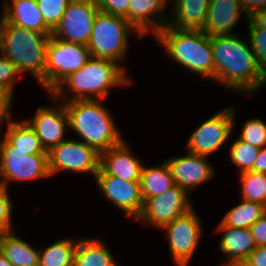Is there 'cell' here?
Here are the masks:
<instances>
[{"instance_id": "cell-1", "label": "cell", "mask_w": 266, "mask_h": 266, "mask_svg": "<svg viewBox=\"0 0 266 266\" xmlns=\"http://www.w3.org/2000/svg\"><path fill=\"white\" fill-rule=\"evenodd\" d=\"M215 79L225 87L241 93L256 92L265 85L266 78L258 64L254 50L236 34L210 36Z\"/></svg>"}, {"instance_id": "cell-3", "label": "cell", "mask_w": 266, "mask_h": 266, "mask_svg": "<svg viewBox=\"0 0 266 266\" xmlns=\"http://www.w3.org/2000/svg\"><path fill=\"white\" fill-rule=\"evenodd\" d=\"M130 82L123 67L115 61L91 56L83 67L63 79L50 95L54 99L60 98L64 94L63 86L67 84L70 92H75L69 101L92 100L97 97L103 99L109 93L110 87L127 85Z\"/></svg>"}, {"instance_id": "cell-8", "label": "cell", "mask_w": 266, "mask_h": 266, "mask_svg": "<svg viewBox=\"0 0 266 266\" xmlns=\"http://www.w3.org/2000/svg\"><path fill=\"white\" fill-rule=\"evenodd\" d=\"M98 11L96 0H71L61 20L52 30L51 37L88 45Z\"/></svg>"}, {"instance_id": "cell-17", "label": "cell", "mask_w": 266, "mask_h": 266, "mask_svg": "<svg viewBox=\"0 0 266 266\" xmlns=\"http://www.w3.org/2000/svg\"><path fill=\"white\" fill-rule=\"evenodd\" d=\"M123 140L120 144L100 153V168L108 175L125 181H140L143 165L131 155Z\"/></svg>"}, {"instance_id": "cell-28", "label": "cell", "mask_w": 266, "mask_h": 266, "mask_svg": "<svg viewBox=\"0 0 266 266\" xmlns=\"http://www.w3.org/2000/svg\"><path fill=\"white\" fill-rule=\"evenodd\" d=\"M77 243L78 239H62L48 246L43 252L39 250L38 266H73Z\"/></svg>"}, {"instance_id": "cell-7", "label": "cell", "mask_w": 266, "mask_h": 266, "mask_svg": "<svg viewBox=\"0 0 266 266\" xmlns=\"http://www.w3.org/2000/svg\"><path fill=\"white\" fill-rule=\"evenodd\" d=\"M91 57L87 45L50 37L45 66V90L53 91L68 75L78 71Z\"/></svg>"}, {"instance_id": "cell-26", "label": "cell", "mask_w": 266, "mask_h": 266, "mask_svg": "<svg viewBox=\"0 0 266 266\" xmlns=\"http://www.w3.org/2000/svg\"><path fill=\"white\" fill-rule=\"evenodd\" d=\"M99 240L78 239L73 266H117L109 249Z\"/></svg>"}, {"instance_id": "cell-38", "label": "cell", "mask_w": 266, "mask_h": 266, "mask_svg": "<svg viewBox=\"0 0 266 266\" xmlns=\"http://www.w3.org/2000/svg\"><path fill=\"white\" fill-rule=\"evenodd\" d=\"M245 262L250 266H266V246L256 247Z\"/></svg>"}, {"instance_id": "cell-34", "label": "cell", "mask_w": 266, "mask_h": 266, "mask_svg": "<svg viewBox=\"0 0 266 266\" xmlns=\"http://www.w3.org/2000/svg\"><path fill=\"white\" fill-rule=\"evenodd\" d=\"M20 74L16 65L10 58L3 54L0 57V91L7 92L13 97L14 83L17 75Z\"/></svg>"}, {"instance_id": "cell-23", "label": "cell", "mask_w": 266, "mask_h": 266, "mask_svg": "<svg viewBox=\"0 0 266 266\" xmlns=\"http://www.w3.org/2000/svg\"><path fill=\"white\" fill-rule=\"evenodd\" d=\"M210 0H175L173 21L167 25L178 29L202 30Z\"/></svg>"}, {"instance_id": "cell-27", "label": "cell", "mask_w": 266, "mask_h": 266, "mask_svg": "<svg viewBox=\"0 0 266 266\" xmlns=\"http://www.w3.org/2000/svg\"><path fill=\"white\" fill-rule=\"evenodd\" d=\"M264 214V205L242 199L240 204L227 212L221 223L234 228L249 229Z\"/></svg>"}, {"instance_id": "cell-25", "label": "cell", "mask_w": 266, "mask_h": 266, "mask_svg": "<svg viewBox=\"0 0 266 266\" xmlns=\"http://www.w3.org/2000/svg\"><path fill=\"white\" fill-rule=\"evenodd\" d=\"M175 185L167 162L154 168H145L143 166L140 177V187L144 202L149 198L163 194Z\"/></svg>"}, {"instance_id": "cell-11", "label": "cell", "mask_w": 266, "mask_h": 266, "mask_svg": "<svg viewBox=\"0 0 266 266\" xmlns=\"http://www.w3.org/2000/svg\"><path fill=\"white\" fill-rule=\"evenodd\" d=\"M233 109H225L205 120L190 136L187 152L208 156L222 147L234 127Z\"/></svg>"}, {"instance_id": "cell-43", "label": "cell", "mask_w": 266, "mask_h": 266, "mask_svg": "<svg viewBox=\"0 0 266 266\" xmlns=\"http://www.w3.org/2000/svg\"><path fill=\"white\" fill-rule=\"evenodd\" d=\"M0 266H13L1 252H0Z\"/></svg>"}, {"instance_id": "cell-21", "label": "cell", "mask_w": 266, "mask_h": 266, "mask_svg": "<svg viewBox=\"0 0 266 266\" xmlns=\"http://www.w3.org/2000/svg\"><path fill=\"white\" fill-rule=\"evenodd\" d=\"M5 2L3 17L10 23L43 34L52 30L45 24L36 0H10ZM9 4V5H8Z\"/></svg>"}, {"instance_id": "cell-37", "label": "cell", "mask_w": 266, "mask_h": 266, "mask_svg": "<svg viewBox=\"0 0 266 266\" xmlns=\"http://www.w3.org/2000/svg\"><path fill=\"white\" fill-rule=\"evenodd\" d=\"M249 229L252 236L255 238L257 247L266 246V213L260 217Z\"/></svg>"}, {"instance_id": "cell-42", "label": "cell", "mask_w": 266, "mask_h": 266, "mask_svg": "<svg viewBox=\"0 0 266 266\" xmlns=\"http://www.w3.org/2000/svg\"><path fill=\"white\" fill-rule=\"evenodd\" d=\"M257 27L266 28V8L257 11L249 18Z\"/></svg>"}, {"instance_id": "cell-10", "label": "cell", "mask_w": 266, "mask_h": 266, "mask_svg": "<svg viewBox=\"0 0 266 266\" xmlns=\"http://www.w3.org/2000/svg\"><path fill=\"white\" fill-rule=\"evenodd\" d=\"M201 228L200 219L192 209L161 228L167 233L169 249L177 266L188 265L201 238Z\"/></svg>"}, {"instance_id": "cell-33", "label": "cell", "mask_w": 266, "mask_h": 266, "mask_svg": "<svg viewBox=\"0 0 266 266\" xmlns=\"http://www.w3.org/2000/svg\"><path fill=\"white\" fill-rule=\"evenodd\" d=\"M238 138L254 147L262 148L266 146V125L259 118L248 120Z\"/></svg>"}, {"instance_id": "cell-19", "label": "cell", "mask_w": 266, "mask_h": 266, "mask_svg": "<svg viewBox=\"0 0 266 266\" xmlns=\"http://www.w3.org/2000/svg\"><path fill=\"white\" fill-rule=\"evenodd\" d=\"M243 12L239 0H210L202 31L208 36L231 34Z\"/></svg>"}, {"instance_id": "cell-9", "label": "cell", "mask_w": 266, "mask_h": 266, "mask_svg": "<svg viewBox=\"0 0 266 266\" xmlns=\"http://www.w3.org/2000/svg\"><path fill=\"white\" fill-rule=\"evenodd\" d=\"M100 169V153L83 141L64 140L48 151V170L52 175L60 170L92 173Z\"/></svg>"}, {"instance_id": "cell-41", "label": "cell", "mask_w": 266, "mask_h": 266, "mask_svg": "<svg viewBox=\"0 0 266 266\" xmlns=\"http://www.w3.org/2000/svg\"><path fill=\"white\" fill-rule=\"evenodd\" d=\"M251 171L266 173V146L260 148Z\"/></svg>"}, {"instance_id": "cell-24", "label": "cell", "mask_w": 266, "mask_h": 266, "mask_svg": "<svg viewBox=\"0 0 266 266\" xmlns=\"http://www.w3.org/2000/svg\"><path fill=\"white\" fill-rule=\"evenodd\" d=\"M0 252L13 266H38L39 251L12 231L2 235Z\"/></svg>"}, {"instance_id": "cell-30", "label": "cell", "mask_w": 266, "mask_h": 266, "mask_svg": "<svg viewBox=\"0 0 266 266\" xmlns=\"http://www.w3.org/2000/svg\"><path fill=\"white\" fill-rule=\"evenodd\" d=\"M259 150L260 148L254 147L250 143L238 138L230 148V158L235 165L240 167V173L251 171Z\"/></svg>"}, {"instance_id": "cell-32", "label": "cell", "mask_w": 266, "mask_h": 266, "mask_svg": "<svg viewBox=\"0 0 266 266\" xmlns=\"http://www.w3.org/2000/svg\"><path fill=\"white\" fill-rule=\"evenodd\" d=\"M45 24L53 30L71 0H36Z\"/></svg>"}, {"instance_id": "cell-20", "label": "cell", "mask_w": 266, "mask_h": 266, "mask_svg": "<svg viewBox=\"0 0 266 266\" xmlns=\"http://www.w3.org/2000/svg\"><path fill=\"white\" fill-rule=\"evenodd\" d=\"M218 230L223 231L219 248L228 256V261L223 266L245 262L249 254L257 247L250 229L234 228L220 222Z\"/></svg>"}, {"instance_id": "cell-18", "label": "cell", "mask_w": 266, "mask_h": 266, "mask_svg": "<svg viewBox=\"0 0 266 266\" xmlns=\"http://www.w3.org/2000/svg\"><path fill=\"white\" fill-rule=\"evenodd\" d=\"M167 0H130L128 7V22L138 32V39L142 38L147 31L154 36L167 25L168 19L160 15L167 5ZM156 14V15H155ZM155 15V16H154ZM151 16H154L151 18ZM158 17L155 19V17ZM151 25V26H150Z\"/></svg>"}, {"instance_id": "cell-12", "label": "cell", "mask_w": 266, "mask_h": 266, "mask_svg": "<svg viewBox=\"0 0 266 266\" xmlns=\"http://www.w3.org/2000/svg\"><path fill=\"white\" fill-rule=\"evenodd\" d=\"M188 194L185 189L175 185L163 194L147 199L138 220L161 229L193 209L188 202Z\"/></svg>"}, {"instance_id": "cell-16", "label": "cell", "mask_w": 266, "mask_h": 266, "mask_svg": "<svg viewBox=\"0 0 266 266\" xmlns=\"http://www.w3.org/2000/svg\"><path fill=\"white\" fill-rule=\"evenodd\" d=\"M206 157L188 152L184 157L167 160L175 184L189 192L195 186L210 180L214 176V169L206 161Z\"/></svg>"}, {"instance_id": "cell-44", "label": "cell", "mask_w": 266, "mask_h": 266, "mask_svg": "<svg viewBox=\"0 0 266 266\" xmlns=\"http://www.w3.org/2000/svg\"><path fill=\"white\" fill-rule=\"evenodd\" d=\"M229 266H250V265L247 264L246 262H236V263H233Z\"/></svg>"}, {"instance_id": "cell-35", "label": "cell", "mask_w": 266, "mask_h": 266, "mask_svg": "<svg viewBox=\"0 0 266 266\" xmlns=\"http://www.w3.org/2000/svg\"><path fill=\"white\" fill-rule=\"evenodd\" d=\"M13 204L9 197L7 187L0 185V233L11 232V212Z\"/></svg>"}, {"instance_id": "cell-15", "label": "cell", "mask_w": 266, "mask_h": 266, "mask_svg": "<svg viewBox=\"0 0 266 266\" xmlns=\"http://www.w3.org/2000/svg\"><path fill=\"white\" fill-rule=\"evenodd\" d=\"M35 131L45 151L64 141L65 126H69L65 105L59 107H39L31 120H25Z\"/></svg>"}, {"instance_id": "cell-31", "label": "cell", "mask_w": 266, "mask_h": 266, "mask_svg": "<svg viewBox=\"0 0 266 266\" xmlns=\"http://www.w3.org/2000/svg\"><path fill=\"white\" fill-rule=\"evenodd\" d=\"M248 23L250 45L266 78V28L257 27L250 19Z\"/></svg>"}, {"instance_id": "cell-2", "label": "cell", "mask_w": 266, "mask_h": 266, "mask_svg": "<svg viewBox=\"0 0 266 266\" xmlns=\"http://www.w3.org/2000/svg\"><path fill=\"white\" fill-rule=\"evenodd\" d=\"M51 34H43L8 22L0 24V53L16 65L20 73L29 72L45 88L47 46Z\"/></svg>"}, {"instance_id": "cell-5", "label": "cell", "mask_w": 266, "mask_h": 266, "mask_svg": "<svg viewBox=\"0 0 266 266\" xmlns=\"http://www.w3.org/2000/svg\"><path fill=\"white\" fill-rule=\"evenodd\" d=\"M155 37L176 62L192 72L215 79L210 36L202 30L178 29L166 25Z\"/></svg>"}, {"instance_id": "cell-4", "label": "cell", "mask_w": 266, "mask_h": 266, "mask_svg": "<svg viewBox=\"0 0 266 266\" xmlns=\"http://www.w3.org/2000/svg\"><path fill=\"white\" fill-rule=\"evenodd\" d=\"M64 105L69 127L84 139L86 145L99 153L123 141L108 110L97 99L67 101Z\"/></svg>"}, {"instance_id": "cell-36", "label": "cell", "mask_w": 266, "mask_h": 266, "mask_svg": "<svg viewBox=\"0 0 266 266\" xmlns=\"http://www.w3.org/2000/svg\"><path fill=\"white\" fill-rule=\"evenodd\" d=\"M99 10L115 16L124 17L128 21L130 0H96Z\"/></svg>"}, {"instance_id": "cell-14", "label": "cell", "mask_w": 266, "mask_h": 266, "mask_svg": "<svg viewBox=\"0 0 266 266\" xmlns=\"http://www.w3.org/2000/svg\"><path fill=\"white\" fill-rule=\"evenodd\" d=\"M95 180L108 200L128 216L138 219L144 206L140 181H125L106 174L101 168L97 172Z\"/></svg>"}, {"instance_id": "cell-22", "label": "cell", "mask_w": 266, "mask_h": 266, "mask_svg": "<svg viewBox=\"0 0 266 266\" xmlns=\"http://www.w3.org/2000/svg\"><path fill=\"white\" fill-rule=\"evenodd\" d=\"M0 150H22L31 154H48L41 145L35 131L26 122L8 121L4 141L0 143Z\"/></svg>"}, {"instance_id": "cell-29", "label": "cell", "mask_w": 266, "mask_h": 266, "mask_svg": "<svg viewBox=\"0 0 266 266\" xmlns=\"http://www.w3.org/2000/svg\"><path fill=\"white\" fill-rule=\"evenodd\" d=\"M240 175L242 199L265 205L266 173L245 171L240 173Z\"/></svg>"}, {"instance_id": "cell-40", "label": "cell", "mask_w": 266, "mask_h": 266, "mask_svg": "<svg viewBox=\"0 0 266 266\" xmlns=\"http://www.w3.org/2000/svg\"><path fill=\"white\" fill-rule=\"evenodd\" d=\"M12 101V97L7 92L0 91V123L5 119H10V104ZM1 126V125H0Z\"/></svg>"}, {"instance_id": "cell-6", "label": "cell", "mask_w": 266, "mask_h": 266, "mask_svg": "<svg viewBox=\"0 0 266 266\" xmlns=\"http://www.w3.org/2000/svg\"><path fill=\"white\" fill-rule=\"evenodd\" d=\"M136 29L126 18L98 11L95 16L88 49L96 58H106L118 63L126 55L129 31Z\"/></svg>"}, {"instance_id": "cell-39", "label": "cell", "mask_w": 266, "mask_h": 266, "mask_svg": "<svg viewBox=\"0 0 266 266\" xmlns=\"http://www.w3.org/2000/svg\"><path fill=\"white\" fill-rule=\"evenodd\" d=\"M241 2L247 19L254 15L257 11L266 8V0H239Z\"/></svg>"}, {"instance_id": "cell-13", "label": "cell", "mask_w": 266, "mask_h": 266, "mask_svg": "<svg viewBox=\"0 0 266 266\" xmlns=\"http://www.w3.org/2000/svg\"><path fill=\"white\" fill-rule=\"evenodd\" d=\"M0 185L8 180H31L50 176L48 154H31L22 150H0Z\"/></svg>"}]
</instances>
